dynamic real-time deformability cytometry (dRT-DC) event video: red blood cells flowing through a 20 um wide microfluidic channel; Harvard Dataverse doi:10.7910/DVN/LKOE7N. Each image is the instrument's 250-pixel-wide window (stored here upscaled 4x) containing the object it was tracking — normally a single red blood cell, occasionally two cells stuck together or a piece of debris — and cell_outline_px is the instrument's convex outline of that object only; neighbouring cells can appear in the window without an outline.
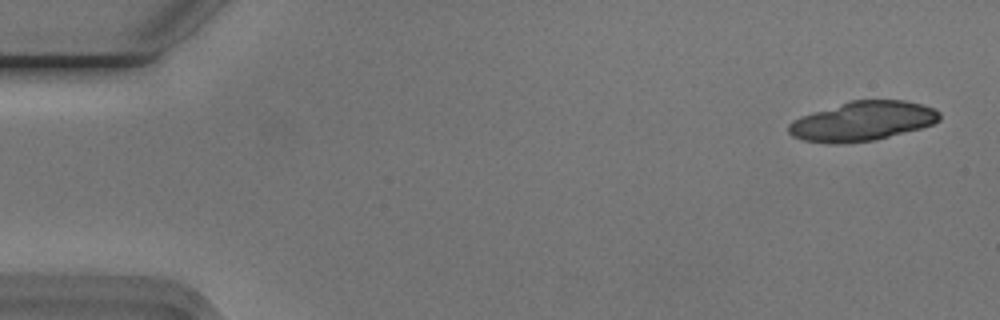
{"species": "Egyptian fruit bat (a non-hibernating species)", "species_latin": "Rousettus aegyptiacus", "temperature_condition": "cold", "stored_images_in_passage": 24, "camera_frame_rate_fps": 3000, "um_per_image_px": 0.085, "animal": {"sex": "male"}, "frame": {"image": 1, "passage_image": 2, "time_ms": 0.333, "image_size_px": [1000, 320], "cell_outline_px": [[940, 120], [932, 124], [920, 128], [872, 140], [840, 144], [824, 144], [804, 140], [792, 136], [788, 132], [788, 124], [792, 120], [800, 116], [852, 100], [904, 100], [920, 104], [932, 108], [940, 112]], "centroid_in_image_um": [73.26, 10.3], "position_along_channel_um": 11.7, "area_um2": 34.45}}